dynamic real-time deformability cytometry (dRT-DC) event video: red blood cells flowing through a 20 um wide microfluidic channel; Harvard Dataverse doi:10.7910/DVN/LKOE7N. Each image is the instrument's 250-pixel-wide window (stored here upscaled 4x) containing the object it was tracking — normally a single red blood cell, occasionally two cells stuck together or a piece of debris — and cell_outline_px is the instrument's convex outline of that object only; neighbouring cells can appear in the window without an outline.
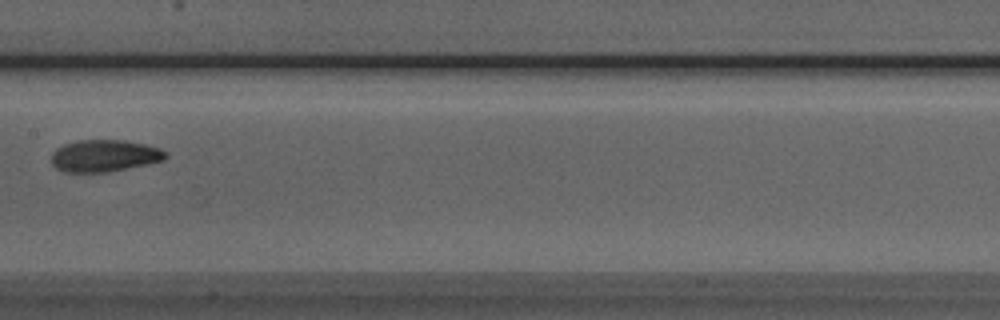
{"species": "Egyptian fruit bat (a non-hibernating species)", "species_latin": "Rousettus aegyptiacus", "temperature_condition": "room temperature", "stored_images_in_passage": 8, "camera_frame_rate_fps": 3000, "um_per_image_px": 0.085, "animal": {"sex": "male"}, "frame": {"image": 1, "passage_image": 8, "time_ms": 8.333, "image_size_px": [1000, 320], "cell_outline_px": [[168, 156], [164, 160], [108, 172], [64, 172], [56, 168], [52, 164], [52, 152], [56, 148], [64, 144], [80, 140], [124, 140], [144, 144], [160, 148], [168, 152]], "centroid_in_image_um": [8.88, 13.24], "position_along_channel_um": 198.5, "area_um2": 21.27}}